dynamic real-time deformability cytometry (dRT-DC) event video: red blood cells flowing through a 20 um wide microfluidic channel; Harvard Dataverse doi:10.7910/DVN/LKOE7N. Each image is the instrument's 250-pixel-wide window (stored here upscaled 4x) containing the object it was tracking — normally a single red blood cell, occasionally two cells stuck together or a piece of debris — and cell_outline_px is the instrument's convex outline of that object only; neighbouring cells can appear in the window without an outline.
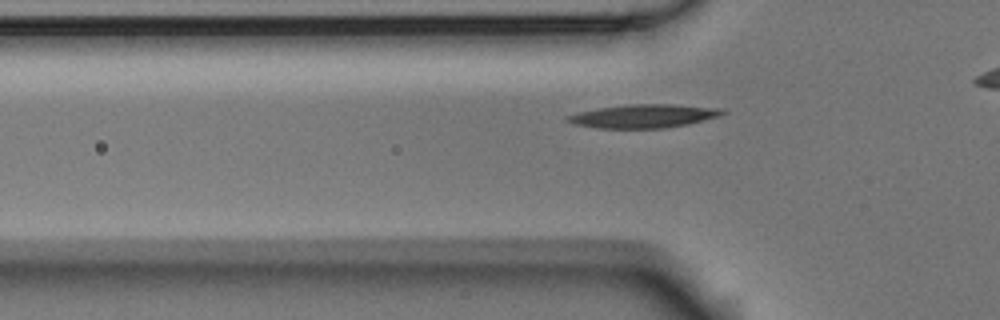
{"species": "Egyptian fruit bat (a non-hibernating species)", "species_latin": "Rousettus aegyptiacus", "temperature_condition": "room temperature", "stored_images_in_passage": 36, "camera_frame_rate_fps": 3000, "um_per_image_px": 0.085, "animal": {"sex": "male"}, "frame": {"image": 1, "passage_image": 9, "time_ms": 2.667, "image_size_px": [1000, 320], "cell_outline_px": [[728, 112], [720, 116], [688, 124], [664, 128], [600, 128], [576, 124], [564, 120], [564, 116], [580, 112], [600, 108], [628, 104], [676, 104], [724, 108]], "centroid_in_image_um": [54.78, 9.86], "position_along_channel_um": 71.0, "area_um2": 21.27}}
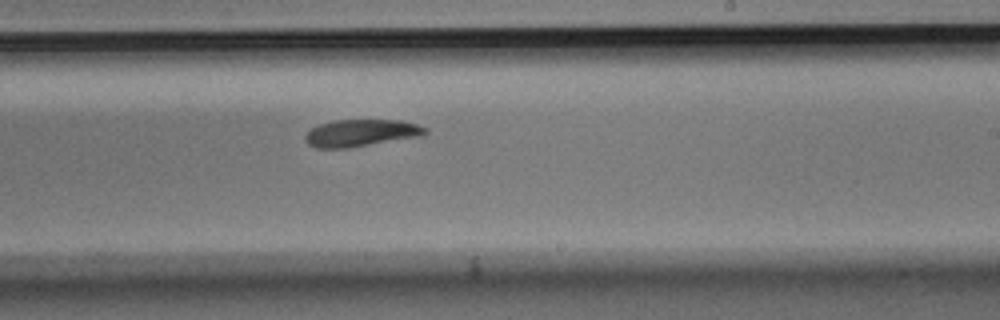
{"frame": {"image": 2, "passage_image": 24, "time_ms": 7.667, "image_size_px": [1000, 320], "cell_outline_px": [[428, 132], [424, 136], [348, 148], [316, 148], [308, 144], [304, 140], [304, 136], [312, 128], [320, 124], [332, 120], [400, 120], [416, 124], [428, 128]], "centroid_in_image_um": [30.71, 11.3], "position_along_channel_um": 258.3, "area_um2": 19.13}}
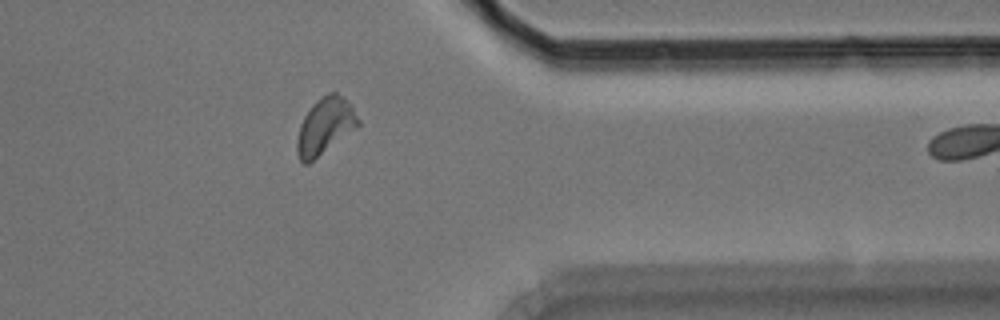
{"frame": {"image": 3, "passage_image": 35, "time_ms": 11.333, "image_size_px": [1000, 320], "cell_outline_px": [[360, 124], [356, 128], [308, 164], [304, 164], [300, 160], [296, 152], [296, 140], [300, 124], [304, 116], [312, 104], [320, 96], [328, 92], [336, 92], [352, 104], [360, 120]], "centroid_in_image_um": [27.62, 10.7], "position_along_channel_um": 383.8, "area_um2": 20.23}}